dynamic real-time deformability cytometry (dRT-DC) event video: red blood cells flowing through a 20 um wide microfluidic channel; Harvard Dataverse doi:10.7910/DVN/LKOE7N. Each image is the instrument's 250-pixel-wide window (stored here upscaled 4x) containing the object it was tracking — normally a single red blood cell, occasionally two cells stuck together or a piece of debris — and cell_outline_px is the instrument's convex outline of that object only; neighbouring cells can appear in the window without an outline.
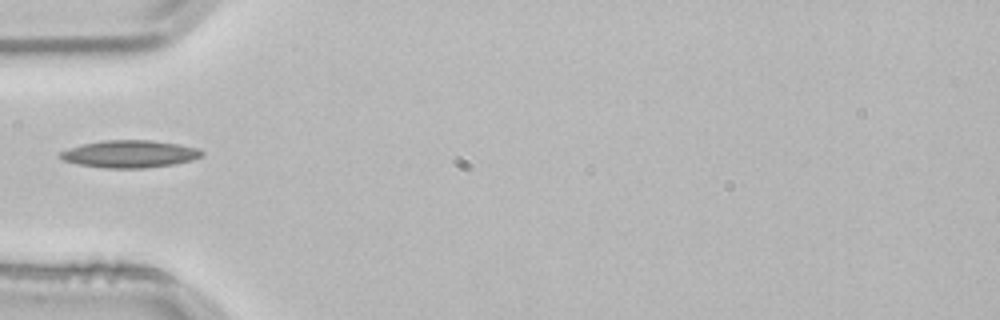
{"species": "common noctule bat (a hibernating species)", "species_latin": "Nyctalus noctula", "temperature_condition": "room temperature", "stored_images_in_passage": 3, "camera_frame_rate_fps": 3000, "um_per_image_px": 0.085, "animal": {"sex": "male", "body_mass_g": 21.5, "forearm_length_mm": 52.0}, "frame": {"image": 1, "passage_image": 1, "time_ms": 0.0, "image_size_px": [1000, 320], "cell_outline_px": [[204, 156], [192, 160], [176, 164], [144, 168], [104, 168], [76, 164], [64, 160], [60, 156], [60, 152], [84, 144], [104, 140], [152, 140], [176, 144], [196, 148], [204, 152]], "centroid_in_image_um": [11.07, 13.1], "position_along_channel_um": 73.9, "area_um2": 22.43}}